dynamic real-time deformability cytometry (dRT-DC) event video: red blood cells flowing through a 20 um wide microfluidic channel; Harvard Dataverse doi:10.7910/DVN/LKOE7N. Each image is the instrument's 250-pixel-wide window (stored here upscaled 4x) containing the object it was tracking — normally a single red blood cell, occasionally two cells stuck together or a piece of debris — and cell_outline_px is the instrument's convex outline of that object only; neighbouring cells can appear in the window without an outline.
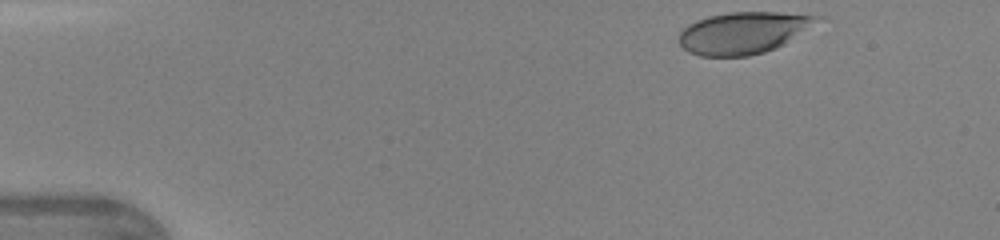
{"species": "human", "species_latin": "Homo sapiens", "temperature_condition": "warm", "stored_images_in_passage": 41, "camera_frame_rate_fps": 3000, "um_per_image_px": 0.085, "donor": {"sex": "female"}, "frame": {"image": 1, "passage_image": 1, "time_ms": 0.0, "image_size_px": [1000, 240], "cell_outline_px": [[828, 16], [784, 44], [776, 48], [764, 52], [748, 56], [700, 56], [688, 52], [680, 44], [680, 32], [688, 24], [696, 20], [708, 16], [728, 12], [780, 12]], "centroid_in_image_um": [63.22, 2.77], "position_along_channel_um": 21.8, "area_um2": 33.81}}
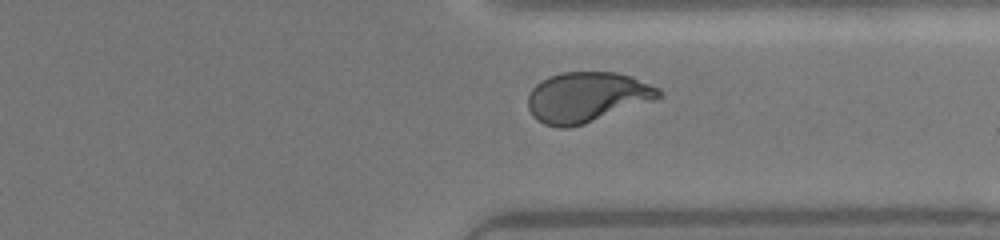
{"frame": {"image": 2, "passage_image": 31, "time_ms": 10.0, "image_size_px": [1000, 240], "cell_outline_px": [[664, 96], [584, 124], [568, 128], [560, 128], [544, 124], [532, 116], [528, 108], [528, 92], [536, 84], [548, 76], [564, 72], [616, 72], [632, 76], [660, 88]], "centroid_in_image_um": [49.87, 8.25], "position_along_channel_um": 361.5, "area_um2": 38.32}}
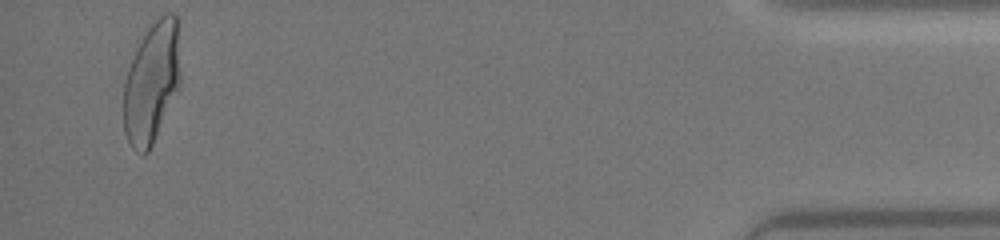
{"frame": {"image": 3, "passage_image": 40, "time_ms": 13.0, "image_size_px": [1000, 240], "cell_outline_px": [[180, 88], [148, 152], [144, 156], [136, 152], [132, 148], [124, 132], [124, 84], [128, 68], [148, 28], [164, 12], [172, 12], [180, 20]], "centroid_in_image_um": [12.95, 6.99], "position_along_channel_um": 422.3, "area_um2": 40.46}, "authors_computed_cell_mechanics": {"area_um2": 37.6856, "velocity_mm_per_s": 4.3541, "shape_relaxation_time_tau1_ms": 3.4624, "shape_relaxation_time_tau2_ms": null, "deformation_change_tau1": 0.1791, "deformation_change_tau2": null}}